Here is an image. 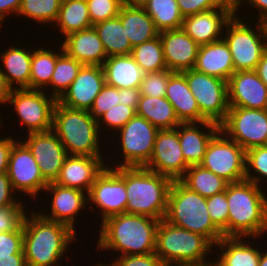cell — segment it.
<instances>
[{"instance_id": "obj_54", "label": "cell", "mask_w": 267, "mask_h": 266, "mask_svg": "<svg viewBox=\"0 0 267 266\" xmlns=\"http://www.w3.org/2000/svg\"><path fill=\"white\" fill-rule=\"evenodd\" d=\"M140 88H122L120 89L119 104L137 108L140 99Z\"/></svg>"}, {"instance_id": "obj_38", "label": "cell", "mask_w": 267, "mask_h": 266, "mask_svg": "<svg viewBox=\"0 0 267 266\" xmlns=\"http://www.w3.org/2000/svg\"><path fill=\"white\" fill-rule=\"evenodd\" d=\"M130 55L144 73L160 72L167 69L159 36L134 46Z\"/></svg>"}, {"instance_id": "obj_22", "label": "cell", "mask_w": 267, "mask_h": 266, "mask_svg": "<svg viewBox=\"0 0 267 266\" xmlns=\"http://www.w3.org/2000/svg\"><path fill=\"white\" fill-rule=\"evenodd\" d=\"M104 159L103 156L68 155L54 183L88 193L97 176L107 166Z\"/></svg>"}, {"instance_id": "obj_9", "label": "cell", "mask_w": 267, "mask_h": 266, "mask_svg": "<svg viewBox=\"0 0 267 266\" xmlns=\"http://www.w3.org/2000/svg\"><path fill=\"white\" fill-rule=\"evenodd\" d=\"M200 165L229 183L245 180L246 151L219 130L209 141Z\"/></svg>"}, {"instance_id": "obj_27", "label": "cell", "mask_w": 267, "mask_h": 266, "mask_svg": "<svg viewBox=\"0 0 267 266\" xmlns=\"http://www.w3.org/2000/svg\"><path fill=\"white\" fill-rule=\"evenodd\" d=\"M167 100L172 104L181 123L207 121L201 114L196 99L190 91L182 72H172L166 88Z\"/></svg>"}, {"instance_id": "obj_45", "label": "cell", "mask_w": 267, "mask_h": 266, "mask_svg": "<svg viewBox=\"0 0 267 266\" xmlns=\"http://www.w3.org/2000/svg\"><path fill=\"white\" fill-rule=\"evenodd\" d=\"M172 72L166 69L160 72L145 73L140 86L141 95L165 97L166 88Z\"/></svg>"}, {"instance_id": "obj_61", "label": "cell", "mask_w": 267, "mask_h": 266, "mask_svg": "<svg viewBox=\"0 0 267 266\" xmlns=\"http://www.w3.org/2000/svg\"><path fill=\"white\" fill-rule=\"evenodd\" d=\"M96 265H97V266H114L112 263L109 264V265H106V264H104V263H103V264H102V263H100V264L98 263V264H96Z\"/></svg>"}, {"instance_id": "obj_29", "label": "cell", "mask_w": 267, "mask_h": 266, "mask_svg": "<svg viewBox=\"0 0 267 266\" xmlns=\"http://www.w3.org/2000/svg\"><path fill=\"white\" fill-rule=\"evenodd\" d=\"M105 83L122 88H140L144 72L129 55L108 56L102 65Z\"/></svg>"}, {"instance_id": "obj_47", "label": "cell", "mask_w": 267, "mask_h": 266, "mask_svg": "<svg viewBox=\"0 0 267 266\" xmlns=\"http://www.w3.org/2000/svg\"><path fill=\"white\" fill-rule=\"evenodd\" d=\"M14 254H24L23 223L17 230L0 233V261Z\"/></svg>"}, {"instance_id": "obj_60", "label": "cell", "mask_w": 267, "mask_h": 266, "mask_svg": "<svg viewBox=\"0 0 267 266\" xmlns=\"http://www.w3.org/2000/svg\"><path fill=\"white\" fill-rule=\"evenodd\" d=\"M261 255H260V260L258 266H267V249L266 250H261Z\"/></svg>"}, {"instance_id": "obj_26", "label": "cell", "mask_w": 267, "mask_h": 266, "mask_svg": "<svg viewBox=\"0 0 267 266\" xmlns=\"http://www.w3.org/2000/svg\"><path fill=\"white\" fill-rule=\"evenodd\" d=\"M193 69L228 82L235 72V68L229 46L225 40L221 39L201 45Z\"/></svg>"}, {"instance_id": "obj_30", "label": "cell", "mask_w": 267, "mask_h": 266, "mask_svg": "<svg viewBox=\"0 0 267 266\" xmlns=\"http://www.w3.org/2000/svg\"><path fill=\"white\" fill-rule=\"evenodd\" d=\"M246 237H223L217 244L220 256L216 258V266H258L261 247L246 243ZM243 240V241H242ZM253 246V247H252Z\"/></svg>"}, {"instance_id": "obj_40", "label": "cell", "mask_w": 267, "mask_h": 266, "mask_svg": "<svg viewBox=\"0 0 267 266\" xmlns=\"http://www.w3.org/2000/svg\"><path fill=\"white\" fill-rule=\"evenodd\" d=\"M61 3L62 0H21L17 15L47 25L56 21Z\"/></svg>"}, {"instance_id": "obj_23", "label": "cell", "mask_w": 267, "mask_h": 266, "mask_svg": "<svg viewBox=\"0 0 267 266\" xmlns=\"http://www.w3.org/2000/svg\"><path fill=\"white\" fill-rule=\"evenodd\" d=\"M167 69L183 72L193 69L199 45L182 28L159 32Z\"/></svg>"}, {"instance_id": "obj_36", "label": "cell", "mask_w": 267, "mask_h": 266, "mask_svg": "<svg viewBox=\"0 0 267 266\" xmlns=\"http://www.w3.org/2000/svg\"><path fill=\"white\" fill-rule=\"evenodd\" d=\"M138 4L152 18L159 32L182 27L183 16L176 0H139Z\"/></svg>"}, {"instance_id": "obj_19", "label": "cell", "mask_w": 267, "mask_h": 266, "mask_svg": "<svg viewBox=\"0 0 267 266\" xmlns=\"http://www.w3.org/2000/svg\"><path fill=\"white\" fill-rule=\"evenodd\" d=\"M44 190V193L47 192L52 195V202H50L51 214L46 212L38 213L46 219L65 224L76 232V216L81 213V210L87 208V204L88 208L90 207L87 193L79 189L57 185L54 182L48 183Z\"/></svg>"}, {"instance_id": "obj_20", "label": "cell", "mask_w": 267, "mask_h": 266, "mask_svg": "<svg viewBox=\"0 0 267 266\" xmlns=\"http://www.w3.org/2000/svg\"><path fill=\"white\" fill-rule=\"evenodd\" d=\"M233 15L232 6H223L184 17L181 28L201 46L223 39V29Z\"/></svg>"}, {"instance_id": "obj_44", "label": "cell", "mask_w": 267, "mask_h": 266, "mask_svg": "<svg viewBox=\"0 0 267 266\" xmlns=\"http://www.w3.org/2000/svg\"><path fill=\"white\" fill-rule=\"evenodd\" d=\"M92 26L119 15L124 0H86Z\"/></svg>"}, {"instance_id": "obj_55", "label": "cell", "mask_w": 267, "mask_h": 266, "mask_svg": "<svg viewBox=\"0 0 267 266\" xmlns=\"http://www.w3.org/2000/svg\"><path fill=\"white\" fill-rule=\"evenodd\" d=\"M21 0H0V25L6 21L5 17L16 14L20 8ZM12 13V14H11Z\"/></svg>"}, {"instance_id": "obj_41", "label": "cell", "mask_w": 267, "mask_h": 266, "mask_svg": "<svg viewBox=\"0 0 267 266\" xmlns=\"http://www.w3.org/2000/svg\"><path fill=\"white\" fill-rule=\"evenodd\" d=\"M251 171L255 172L254 175ZM263 179H267V145L254 147L246 151L245 180L261 187Z\"/></svg>"}, {"instance_id": "obj_6", "label": "cell", "mask_w": 267, "mask_h": 266, "mask_svg": "<svg viewBox=\"0 0 267 266\" xmlns=\"http://www.w3.org/2000/svg\"><path fill=\"white\" fill-rule=\"evenodd\" d=\"M164 220L206 237L213 245L224 237L211 221L206 198L191 191L180 181L171 184Z\"/></svg>"}, {"instance_id": "obj_35", "label": "cell", "mask_w": 267, "mask_h": 266, "mask_svg": "<svg viewBox=\"0 0 267 266\" xmlns=\"http://www.w3.org/2000/svg\"><path fill=\"white\" fill-rule=\"evenodd\" d=\"M92 27L102 41L107 56L131 54L133 47L118 16L99 22Z\"/></svg>"}, {"instance_id": "obj_21", "label": "cell", "mask_w": 267, "mask_h": 266, "mask_svg": "<svg viewBox=\"0 0 267 266\" xmlns=\"http://www.w3.org/2000/svg\"><path fill=\"white\" fill-rule=\"evenodd\" d=\"M229 107L267 109V86L255 71H237L228 80Z\"/></svg>"}, {"instance_id": "obj_56", "label": "cell", "mask_w": 267, "mask_h": 266, "mask_svg": "<svg viewBox=\"0 0 267 266\" xmlns=\"http://www.w3.org/2000/svg\"><path fill=\"white\" fill-rule=\"evenodd\" d=\"M13 88L7 83L6 78L3 76V74L0 71V104H8L10 94L12 92ZM1 114H0V126H1Z\"/></svg>"}, {"instance_id": "obj_46", "label": "cell", "mask_w": 267, "mask_h": 266, "mask_svg": "<svg viewBox=\"0 0 267 266\" xmlns=\"http://www.w3.org/2000/svg\"><path fill=\"white\" fill-rule=\"evenodd\" d=\"M120 102V89L105 84L101 92L94 99L89 113L97 120L107 110L112 109Z\"/></svg>"}, {"instance_id": "obj_50", "label": "cell", "mask_w": 267, "mask_h": 266, "mask_svg": "<svg viewBox=\"0 0 267 266\" xmlns=\"http://www.w3.org/2000/svg\"><path fill=\"white\" fill-rule=\"evenodd\" d=\"M118 257H115V260L112 262L114 266H164L155 252L146 255H125Z\"/></svg>"}, {"instance_id": "obj_59", "label": "cell", "mask_w": 267, "mask_h": 266, "mask_svg": "<svg viewBox=\"0 0 267 266\" xmlns=\"http://www.w3.org/2000/svg\"><path fill=\"white\" fill-rule=\"evenodd\" d=\"M171 266H216L215 261L210 262V260L207 259V262L201 263V264H178V265H171Z\"/></svg>"}, {"instance_id": "obj_49", "label": "cell", "mask_w": 267, "mask_h": 266, "mask_svg": "<svg viewBox=\"0 0 267 266\" xmlns=\"http://www.w3.org/2000/svg\"><path fill=\"white\" fill-rule=\"evenodd\" d=\"M23 203L0 208V233L17 230L22 225L27 211Z\"/></svg>"}, {"instance_id": "obj_18", "label": "cell", "mask_w": 267, "mask_h": 266, "mask_svg": "<svg viewBox=\"0 0 267 266\" xmlns=\"http://www.w3.org/2000/svg\"><path fill=\"white\" fill-rule=\"evenodd\" d=\"M105 84L102 66L83 65L70 87L57 101L70 108L89 111Z\"/></svg>"}, {"instance_id": "obj_39", "label": "cell", "mask_w": 267, "mask_h": 266, "mask_svg": "<svg viewBox=\"0 0 267 266\" xmlns=\"http://www.w3.org/2000/svg\"><path fill=\"white\" fill-rule=\"evenodd\" d=\"M82 66L83 64L63 52L56 60L50 84L47 86L53 89L50 95L58 100L75 80Z\"/></svg>"}, {"instance_id": "obj_4", "label": "cell", "mask_w": 267, "mask_h": 266, "mask_svg": "<svg viewBox=\"0 0 267 266\" xmlns=\"http://www.w3.org/2000/svg\"><path fill=\"white\" fill-rule=\"evenodd\" d=\"M172 182L145 167H125L126 213L164 219Z\"/></svg>"}, {"instance_id": "obj_1", "label": "cell", "mask_w": 267, "mask_h": 266, "mask_svg": "<svg viewBox=\"0 0 267 266\" xmlns=\"http://www.w3.org/2000/svg\"><path fill=\"white\" fill-rule=\"evenodd\" d=\"M160 220L136 214H118L100 224L98 249L125 255H146L156 250V232Z\"/></svg>"}, {"instance_id": "obj_11", "label": "cell", "mask_w": 267, "mask_h": 266, "mask_svg": "<svg viewBox=\"0 0 267 266\" xmlns=\"http://www.w3.org/2000/svg\"><path fill=\"white\" fill-rule=\"evenodd\" d=\"M220 130L245 151L267 145V109L229 107Z\"/></svg>"}, {"instance_id": "obj_58", "label": "cell", "mask_w": 267, "mask_h": 266, "mask_svg": "<svg viewBox=\"0 0 267 266\" xmlns=\"http://www.w3.org/2000/svg\"><path fill=\"white\" fill-rule=\"evenodd\" d=\"M0 266H27L24 254H14L12 258L0 261Z\"/></svg>"}, {"instance_id": "obj_37", "label": "cell", "mask_w": 267, "mask_h": 266, "mask_svg": "<svg viewBox=\"0 0 267 266\" xmlns=\"http://www.w3.org/2000/svg\"><path fill=\"white\" fill-rule=\"evenodd\" d=\"M62 45L60 51L37 48L33 50L31 57V74L29 89L44 90L50 84L55 69L57 58L63 53Z\"/></svg>"}, {"instance_id": "obj_16", "label": "cell", "mask_w": 267, "mask_h": 266, "mask_svg": "<svg viewBox=\"0 0 267 266\" xmlns=\"http://www.w3.org/2000/svg\"><path fill=\"white\" fill-rule=\"evenodd\" d=\"M145 168L179 181L190 167L184 159L178 137V126L159 130L154 142L151 158Z\"/></svg>"}, {"instance_id": "obj_25", "label": "cell", "mask_w": 267, "mask_h": 266, "mask_svg": "<svg viewBox=\"0 0 267 266\" xmlns=\"http://www.w3.org/2000/svg\"><path fill=\"white\" fill-rule=\"evenodd\" d=\"M62 42L63 51L83 65L102 66L108 57L93 27L71 33Z\"/></svg>"}, {"instance_id": "obj_7", "label": "cell", "mask_w": 267, "mask_h": 266, "mask_svg": "<svg viewBox=\"0 0 267 266\" xmlns=\"http://www.w3.org/2000/svg\"><path fill=\"white\" fill-rule=\"evenodd\" d=\"M215 246L204 236L160 220L155 253L164 266L201 264Z\"/></svg>"}, {"instance_id": "obj_3", "label": "cell", "mask_w": 267, "mask_h": 266, "mask_svg": "<svg viewBox=\"0 0 267 266\" xmlns=\"http://www.w3.org/2000/svg\"><path fill=\"white\" fill-rule=\"evenodd\" d=\"M261 188L247 180L228 184V237L257 239L267 233V194Z\"/></svg>"}, {"instance_id": "obj_42", "label": "cell", "mask_w": 267, "mask_h": 266, "mask_svg": "<svg viewBox=\"0 0 267 266\" xmlns=\"http://www.w3.org/2000/svg\"><path fill=\"white\" fill-rule=\"evenodd\" d=\"M207 210L213 224L228 237L229 207L226 190L206 198Z\"/></svg>"}, {"instance_id": "obj_2", "label": "cell", "mask_w": 267, "mask_h": 266, "mask_svg": "<svg viewBox=\"0 0 267 266\" xmlns=\"http://www.w3.org/2000/svg\"><path fill=\"white\" fill-rule=\"evenodd\" d=\"M75 234L69 226L46 219L38 211L26 213L23 251L27 266H59L69 244L76 240Z\"/></svg>"}, {"instance_id": "obj_5", "label": "cell", "mask_w": 267, "mask_h": 266, "mask_svg": "<svg viewBox=\"0 0 267 266\" xmlns=\"http://www.w3.org/2000/svg\"><path fill=\"white\" fill-rule=\"evenodd\" d=\"M52 131L68 155L103 156L97 120L87 110L70 108L57 101L53 111Z\"/></svg>"}, {"instance_id": "obj_62", "label": "cell", "mask_w": 267, "mask_h": 266, "mask_svg": "<svg viewBox=\"0 0 267 266\" xmlns=\"http://www.w3.org/2000/svg\"><path fill=\"white\" fill-rule=\"evenodd\" d=\"M125 2H138L139 0H124Z\"/></svg>"}, {"instance_id": "obj_14", "label": "cell", "mask_w": 267, "mask_h": 266, "mask_svg": "<svg viewBox=\"0 0 267 266\" xmlns=\"http://www.w3.org/2000/svg\"><path fill=\"white\" fill-rule=\"evenodd\" d=\"M123 162L108 167H144L151 158L154 142L159 131L145 118L135 115L126 125L118 130Z\"/></svg>"}, {"instance_id": "obj_31", "label": "cell", "mask_w": 267, "mask_h": 266, "mask_svg": "<svg viewBox=\"0 0 267 266\" xmlns=\"http://www.w3.org/2000/svg\"><path fill=\"white\" fill-rule=\"evenodd\" d=\"M30 50L32 49L28 51L24 47L21 49L17 44V47L12 45L0 55V60L4 66L2 68L3 70L0 67V71L13 89L16 88V85L19 86V89H29L31 57L33 52ZM15 83L16 85H14Z\"/></svg>"}, {"instance_id": "obj_53", "label": "cell", "mask_w": 267, "mask_h": 266, "mask_svg": "<svg viewBox=\"0 0 267 266\" xmlns=\"http://www.w3.org/2000/svg\"><path fill=\"white\" fill-rule=\"evenodd\" d=\"M245 1V2H244ZM233 0L232 1V7H233V13L234 15L239 14L237 13L239 10V7L241 5L251 4V6L255 7L259 12V19L257 21L263 22L267 24V0ZM247 1V2H246ZM243 3V4H242Z\"/></svg>"}, {"instance_id": "obj_48", "label": "cell", "mask_w": 267, "mask_h": 266, "mask_svg": "<svg viewBox=\"0 0 267 266\" xmlns=\"http://www.w3.org/2000/svg\"><path fill=\"white\" fill-rule=\"evenodd\" d=\"M180 14L184 17L223 6H232L229 0H176Z\"/></svg>"}, {"instance_id": "obj_15", "label": "cell", "mask_w": 267, "mask_h": 266, "mask_svg": "<svg viewBox=\"0 0 267 266\" xmlns=\"http://www.w3.org/2000/svg\"><path fill=\"white\" fill-rule=\"evenodd\" d=\"M19 140L12 147L7 174L17 194L20 191L30 198H38L37 195L44 191L48 182L43 178L29 148Z\"/></svg>"}, {"instance_id": "obj_28", "label": "cell", "mask_w": 267, "mask_h": 266, "mask_svg": "<svg viewBox=\"0 0 267 266\" xmlns=\"http://www.w3.org/2000/svg\"><path fill=\"white\" fill-rule=\"evenodd\" d=\"M118 17L132 47L159 36L154 21L138 2H125Z\"/></svg>"}, {"instance_id": "obj_51", "label": "cell", "mask_w": 267, "mask_h": 266, "mask_svg": "<svg viewBox=\"0 0 267 266\" xmlns=\"http://www.w3.org/2000/svg\"><path fill=\"white\" fill-rule=\"evenodd\" d=\"M14 194H16V192L13 190L8 174H0V208L9 206H19L22 201L16 200L13 197Z\"/></svg>"}, {"instance_id": "obj_17", "label": "cell", "mask_w": 267, "mask_h": 266, "mask_svg": "<svg viewBox=\"0 0 267 266\" xmlns=\"http://www.w3.org/2000/svg\"><path fill=\"white\" fill-rule=\"evenodd\" d=\"M22 142L29 148L43 178L55 182L68 153L52 130L29 133Z\"/></svg>"}, {"instance_id": "obj_52", "label": "cell", "mask_w": 267, "mask_h": 266, "mask_svg": "<svg viewBox=\"0 0 267 266\" xmlns=\"http://www.w3.org/2000/svg\"><path fill=\"white\" fill-rule=\"evenodd\" d=\"M16 139V140H15ZM17 141L13 135L0 138V174L7 173L10 153L14 143Z\"/></svg>"}, {"instance_id": "obj_43", "label": "cell", "mask_w": 267, "mask_h": 266, "mask_svg": "<svg viewBox=\"0 0 267 266\" xmlns=\"http://www.w3.org/2000/svg\"><path fill=\"white\" fill-rule=\"evenodd\" d=\"M135 115L136 110L133 107L117 104L97 119L99 131L101 132V130L104 129V127L102 128L101 126L105 125L110 132L115 131L114 134H116V132L126 125Z\"/></svg>"}, {"instance_id": "obj_34", "label": "cell", "mask_w": 267, "mask_h": 266, "mask_svg": "<svg viewBox=\"0 0 267 266\" xmlns=\"http://www.w3.org/2000/svg\"><path fill=\"white\" fill-rule=\"evenodd\" d=\"M202 197H210L226 190L229 182L199 165H191L179 180Z\"/></svg>"}, {"instance_id": "obj_13", "label": "cell", "mask_w": 267, "mask_h": 266, "mask_svg": "<svg viewBox=\"0 0 267 266\" xmlns=\"http://www.w3.org/2000/svg\"><path fill=\"white\" fill-rule=\"evenodd\" d=\"M87 199L91 203V211L92 203L99 209L102 217L100 222L111 216L126 213L125 167L106 166L92 184Z\"/></svg>"}, {"instance_id": "obj_24", "label": "cell", "mask_w": 267, "mask_h": 266, "mask_svg": "<svg viewBox=\"0 0 267 266\" xmlns=\"http://www.w3.org/2000/svg\"><path fill=\"white\" fill-rule=\"evenodd\" d=\"M219 130L220 125L211 121L181 123L178 125L180 146L185 162L189 166L199 165L202 162L209 141Z\"/></svg>"}, {"instance_id": "obj_12", "label": "cell", "mask_w": 267, "mask_h": 266, "mask_svg": "<svg viewBox=\"0 0 267 266\" xmlns=\"http://www.w3.org/2000/svg\"><path fill=\"white\" fill-rule=\"evenodd\" d=\"M45 93L44 90L17 87L10 94L8 103L14 107L19 120L27 128V134L52 130L57 99Z\"/></svg>"}, {"instance_id": "obj_57", "label": "cell", "mask_w": 267, "mask_h": 266, "mask_svg": "<svg viewBox=\"0 0 267 266\" xmlns=\"http://www.w3.org/2000/svg\"><path fill=\"white\" fill-rule=\"evenodd\" d=\"M261 81L267 86V50L263 53L261 60L254 70Z\"/></svg>"}, {"instance_id": "obj_32", "label": "cell", "mask_w": 267, "mask_h": 266, "mask_svg": "<svg viewBox=\"0 0 267 266\" xmlns=\"http://www.w3.org/2000/svg\"><path fill=\"white\" fill-rule=\"evenodd\" d=\"M136 114L145 118L159 130L174 129L181 124L172 104L166 97L140 95Z\"/></svg>"}, {"instance_id": "obj_33", "label": "cell", "mask_w": 267, "mask_h": 266, "mask_svg": "<svg viewBox=\"0 0 267 266\" xmlns=\"http://www.w3.org/2000/svg\"><path fill=\"white\" fill-rule=\"evenodd\" d=\"M56 23V24H55ZM55 26L65 38L71 33L92 27L86 0H62Z\"/></svg>"}, {"instance_id": "obj_8", "label": "cell", "mask_w": 267, "mask_h": 266, "mask_svg": "<svg viewBox=\"0 0 267 266\" xmlns=\"http://www.w3.org/2000/svg\"><path fill=\"white\" fill-rule=\"evenodd\" d=\"M239 18L233 15L226 23L223 39L229 46L235 72L254 71L267 50V24L258 21L254 29Z\"/></svg>"}, {"instance_id": "obj_10", "label": "cell", "mask_w": 267, "mask_h": 266, "mask_svg": "<svg viewBox=\"0 0 267 266\" xmlns=\"http://www.w3.org/2000/svg\"><path fill=\"white\" fill-rule=\"evenodd\" d=\"M194 95L200 114L220 125L229 110L227 81L190 69L182 72Z\"/></svg>"}]
</instances>
